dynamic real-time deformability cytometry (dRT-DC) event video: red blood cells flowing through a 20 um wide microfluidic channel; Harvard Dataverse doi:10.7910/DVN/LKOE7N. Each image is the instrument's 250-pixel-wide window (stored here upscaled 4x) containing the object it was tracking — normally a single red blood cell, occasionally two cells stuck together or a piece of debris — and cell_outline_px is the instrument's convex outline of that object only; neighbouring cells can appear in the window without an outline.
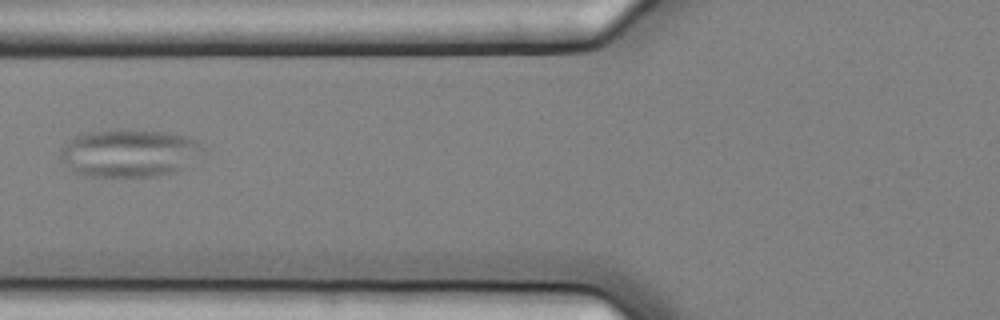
{"species": "common noctule bat (a hibernating species)", "species_latin": "Nyctalus noctula", "temperature_condition": "cold", "stored_images_in_passage": 6, "camera_frame_rate_fps": 3000, "um_per_image_px": 0.085, "animal": {"sex": "female", "body_mass_g": 25.1}, "frame": {"image": 1, "passage_image": 2, "time_ms": 0.333, "image_size_px": [1000, 320], "cell_outline_px": [[204, 152], [176, 172], [156, 176], [88, 176], [72, 172], [60, 156], [60, 148], [76, 136], [92, 132], [124, 128], [128, 128], [168, 132], [184, 136], [196, 140], [200, 144]], "centroid_in_image_um": [10.98, 13.0], "position_along_channel_um": 114.8, "area_um2": 39.65}}
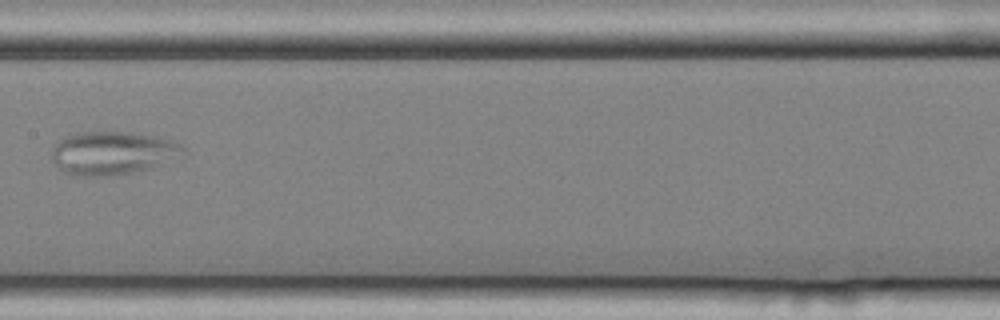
{"frame": {"image": 2, "passage_image": 4, "time_ms": 1.0, "image_size_px": [1000, 320], "cell_outline_px": [[184, 148], [180, 160], [132, 172], [108, 176], [68, 176], [52, 160], [52, 148], [64, 136], [76, 132], [132, 132], [172, 140], [180, 144]], "centroid_in_image_um": [9.57, 13.01], "position_along_channel_um": 197.8, "area_um2": 33.41}}